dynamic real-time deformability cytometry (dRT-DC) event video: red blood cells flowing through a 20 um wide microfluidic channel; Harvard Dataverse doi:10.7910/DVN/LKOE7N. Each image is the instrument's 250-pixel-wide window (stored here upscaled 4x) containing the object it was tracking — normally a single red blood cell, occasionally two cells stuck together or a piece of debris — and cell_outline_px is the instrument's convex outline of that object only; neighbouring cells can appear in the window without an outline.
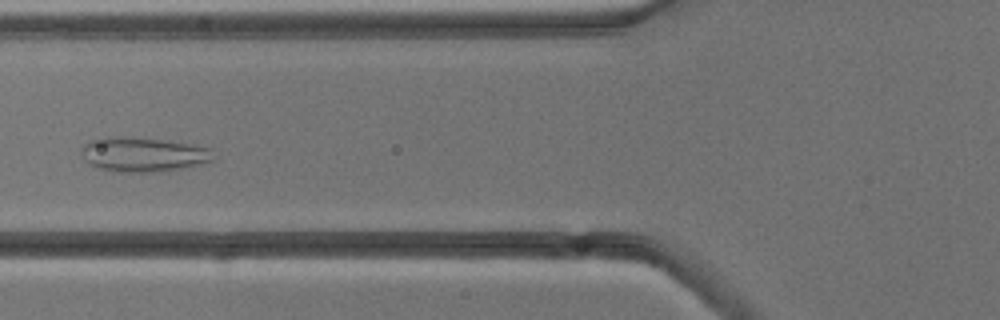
{"species": "common noctule bat (a hibernating species)", "species_latin": "Nyctalus noctula", "temperature_condition": "cold", "stored_images_in_passage": 6, "camera_frame_rate_fps": 3000, "um_per_image_px": 0.085, "animal": {"sex": "male", "body_mass_g": 13.3}, "frame": {"image": 1, "passage_image": 6, "time_ms": 5.667, "image_size_px": [1000, 320], "cell_outline_px": [[212, 160], [200, 164], [160, 172], [120, 172], [100, 168], [88, 164], [84, 160], [80, 152], [80, 148], [84, 144], [92, 140], [108, 136], [124, 136], [160, 140], [192, 144], [212, 148]], "centroid_in_image_um": [12.12, 13.13], "position_along_channel_um": 113.7, "area_um2": 26.53}}